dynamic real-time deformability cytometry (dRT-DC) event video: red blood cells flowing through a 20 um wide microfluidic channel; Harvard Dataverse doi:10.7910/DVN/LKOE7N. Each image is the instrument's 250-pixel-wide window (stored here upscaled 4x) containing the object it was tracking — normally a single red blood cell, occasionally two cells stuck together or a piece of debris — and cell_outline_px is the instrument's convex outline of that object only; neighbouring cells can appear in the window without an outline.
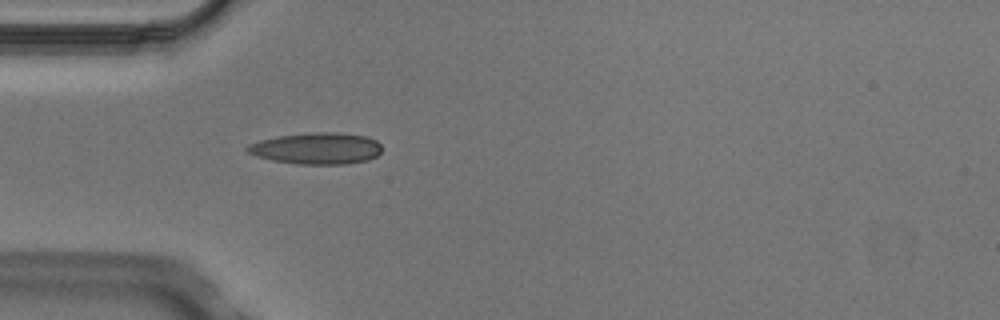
{"species": "Egyptian fruit bat (a non-hibernating species)", "species_latin": "Rousettus aegyptiacus", "temperature_condition": "cold", "stored_images_in_passage": 5, "camera_frame_rate_fps": 3000, "um_per_image_px": 0.085, "animal": {"sex": "male"}, "frame": {"image": 1, "passage_image": 5, "time_ms": 1.333, "image_size_px": [1000, 320], "cell_outline_px": [[380, 152], [376, 156], [368, 160], [348, 164], [296, 164], [272, 160], [256, 156], [248, 152], [244, 148], [248, 144], [260, 140], [276, 136], [316, 132], [336, 132], [368, 136], [376, 140], [380, 144]], "centroid_in_image_um": [26.91, 12.61], "position_along_channel_um": 58.1, "area_um2": 24.85}}